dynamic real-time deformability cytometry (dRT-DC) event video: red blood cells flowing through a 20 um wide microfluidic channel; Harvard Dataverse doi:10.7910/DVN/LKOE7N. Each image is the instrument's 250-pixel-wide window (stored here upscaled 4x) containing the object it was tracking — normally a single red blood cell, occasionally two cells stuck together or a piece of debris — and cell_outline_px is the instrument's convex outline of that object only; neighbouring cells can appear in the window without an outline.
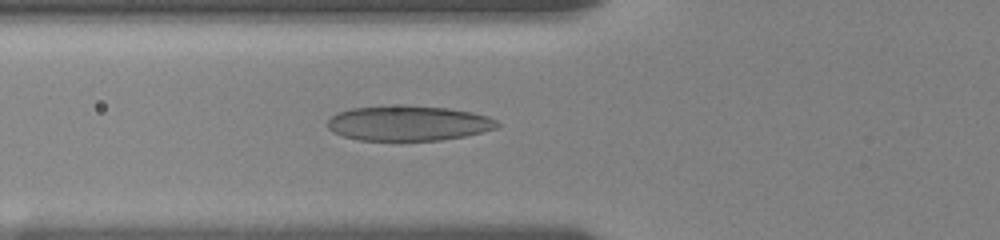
{"species": "human", "species_latin": "Homo sapiens", "temperature_condition": "room temperature", "stored_images_in_passage": 8, "camera_frame_rate_fps": 3000, "um_per_image_px": 0.085, "donor": {"sex": "female"}, "frame": {"image": 1, "passage_image": 4, "time_ms": 1.0, "image_size_px": [1000, 240], "cell_outline_px": [[500, 124], [496, 128], [464, 136], [440, 140], [360, 140], [344, 136], [332, 132], [328, 128], [328, 120], [332, 116], [340, 112], [352, 108], [404, 104], [448, 108], [472, 112], [488, 116], [496, 120]], "centroid_in_image_um": [34.72, 10.46], "position_along_channel_um": 91.1, "area_um2": 34.68}}
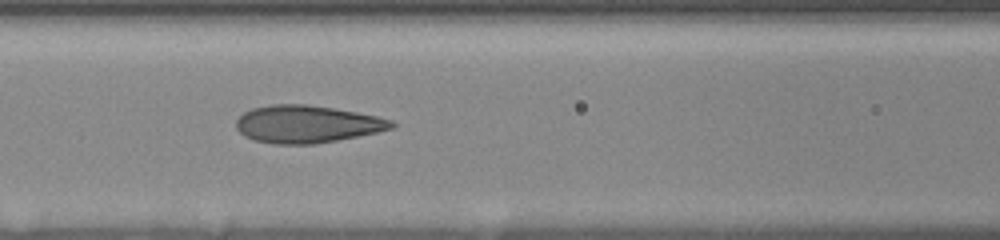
{"frame": {"image": 2, "passage_image": 6, "time_ms": 1.667, "image_size_px": [1000, 240], "cell_outline_px": [[396, 124], [392, 128], [376, 132], [336, 140], [312, 144], [276, 144], [256, 140], [244, 136], [236, 128], [236, 120], [244, 112], [252, 108], [272, 104], [308, 104], [356, 112], [376, 116], [392, 120]], "centroid_in_image_um": [26.06, 10.54], "position_along_channel_um": 140.5, "area_um2": 33.64}}
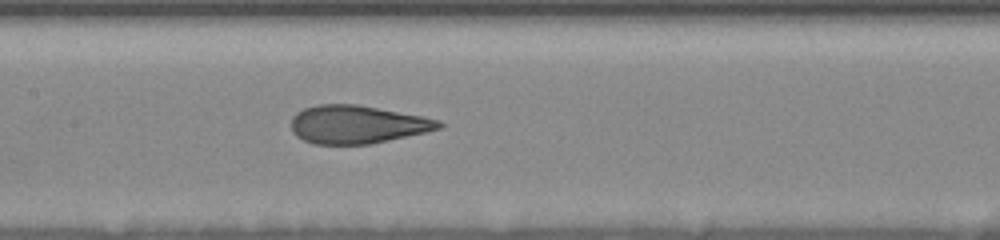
{"frame": {"image": 3, "passage_image": 8, "time_ms": 2.333, "image_size_px": [1000, 240], "cell_outline_px": [[444, 124], [440, 128], [424, 132], [368, 144], [312, 144], [296, 136], [292, 132], [292, 116], [296, 112], [304, 108], [320, 104], [356, 104], [420, 116], [440, 120]], "centroid_in_image_um": [30.3, 10.57], "position_along_channel_um": 177.1, "area_um2": 32.43}}